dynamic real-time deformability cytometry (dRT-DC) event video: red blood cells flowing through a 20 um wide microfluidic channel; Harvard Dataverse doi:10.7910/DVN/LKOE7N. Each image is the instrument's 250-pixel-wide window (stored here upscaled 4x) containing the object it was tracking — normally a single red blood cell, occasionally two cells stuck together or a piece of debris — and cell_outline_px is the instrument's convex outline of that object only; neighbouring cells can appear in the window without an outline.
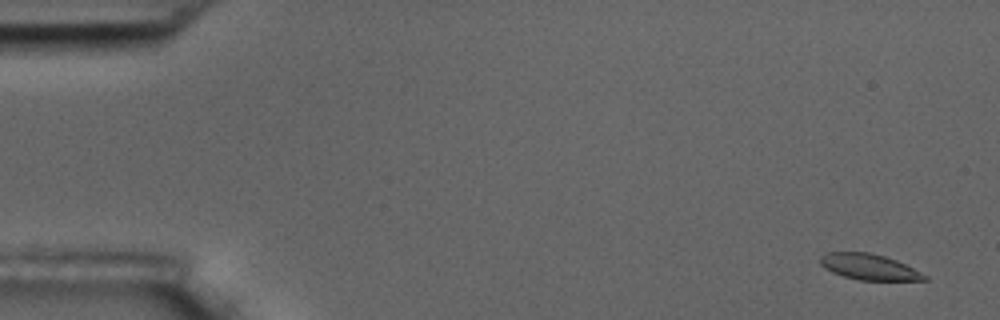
{"species": "common noctule bat (a hibernating species)", "species_latin": "Nyctalus noctula", "temperature_condition": "room temperature", "stored_images_in_passage": 15, "camera_frame_rate_fps": 3000, "um_per_image_px": 0.085, "animal": {"sex": "male", "body_mass_g": 17.5, "forearm_length_mm": 52.3}, "frame": {"image": 1, "passage_image": 1, "time_ms": 0.0, "image_size_px": [1000, 320], "cell_outline_px": [[928, 280], [860, 280], [844, 276], [832, 272], [824, 268], [820, 264], [820, 256], [828, 252], [868, 252], [884, 256], [896, 260], [928, 276]], "centroid_in_image_um": [73.84, 22.68], "position_along_channel_um": 11.2, "area_um2": 15.55}}
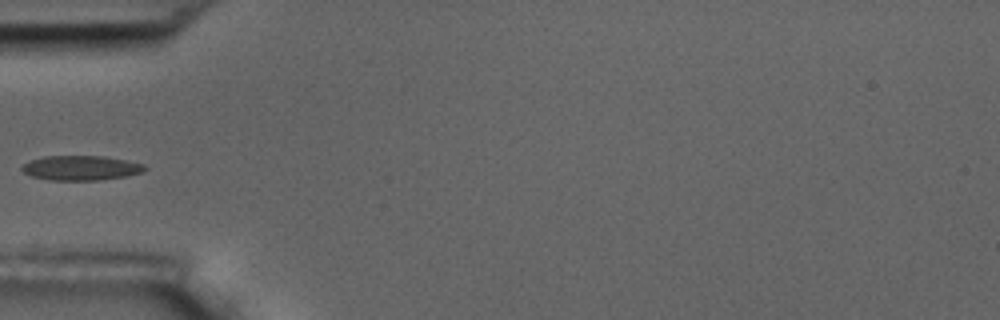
{"frame": {"image": 2, "passage_image": 5, "time_ms": 5.667, "image_size_px": [1000, 320], "cell_outline_px": [[148, 168], [144, 172], [124, 176], [100, 180], [48, 180], [32, 176], [24, 172], [20, 168], [24, 164], [32, 160], [44, 156], [100, 156], [124, 160], [144, 164]], "centroid_in_image_um": [6.88, 14.28], "position_along_channel_um": 78.1, "area_um2": 17.51}}
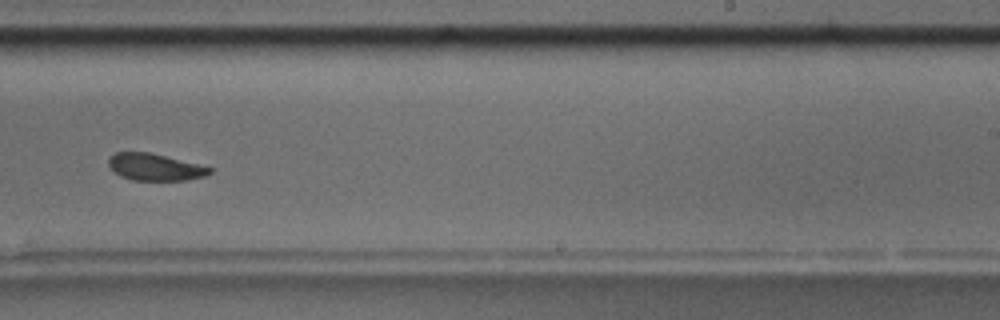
{"frame": {"image": 3, "passage_image": 10, "time_ms": 11.333, "image_size_px": [1000, 320], "cell_outline_px": [[216, 168], [212, 172], [204, 176], [184, 180], [132, 180], [120, 176], [108, 164], [108, 160], [116, 152], [148, 152]], "centroid_in_image_um": [13.21, 14.2], "position_along_channel_um": 275.8, "area_um2": 15.72}, "authors_computed_cell_mechanics": {"area_um2": 16.9932, "velocity_mm_per_s": 3.4974, "shape_relaxation_time_tau1_ms": 7.1261, "shape_relaxation_time_tau2_ms": 4.198, "deformation_change_tau1": 0.1366, "deformation_change_tau2": 0.0741}}